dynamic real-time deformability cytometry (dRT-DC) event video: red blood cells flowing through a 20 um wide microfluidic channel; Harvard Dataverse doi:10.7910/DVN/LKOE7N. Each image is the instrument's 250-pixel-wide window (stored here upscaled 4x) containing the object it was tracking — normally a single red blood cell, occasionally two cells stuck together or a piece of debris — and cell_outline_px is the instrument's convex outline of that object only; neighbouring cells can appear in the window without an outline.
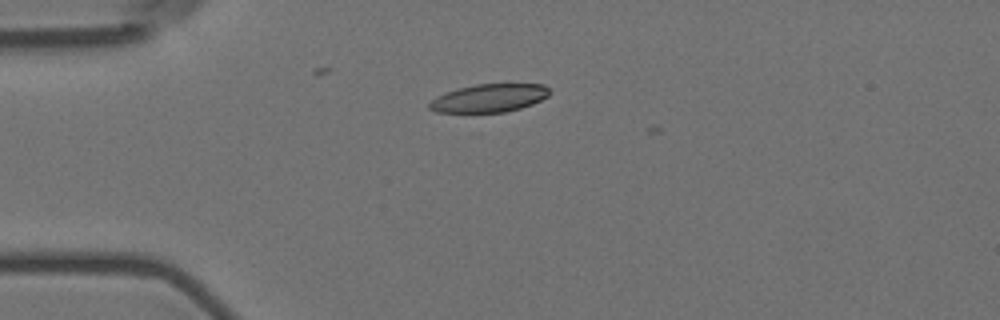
{"species": "Egyptian fruit bat (a non-hibernating species)", "species_latin": "Rousettus aegyptiacus", "temperature_condition": "room temperature", "stored_images_in_passage": 3, "camera_frame_rate_fps": 3000, "um_per_image_px": 0.085, "animal": {"sex": "female"}, "frame": {"image": 1, "passage_image": 1, "time_ms": 0.0, "image_size_px": [1000, 320], "cell_outline_px": [[552, 92], [548, 96], [532, 104], [520, 108], [504, 112], [436, 112], [428, 108], [428, 104], [436, 96], [444, 92], [476, 84], [544, 84]], "centroid_in_image_um": [41.57, 8.33], "position_along_channel_um": 43.4, "area_um2": 19.65}}